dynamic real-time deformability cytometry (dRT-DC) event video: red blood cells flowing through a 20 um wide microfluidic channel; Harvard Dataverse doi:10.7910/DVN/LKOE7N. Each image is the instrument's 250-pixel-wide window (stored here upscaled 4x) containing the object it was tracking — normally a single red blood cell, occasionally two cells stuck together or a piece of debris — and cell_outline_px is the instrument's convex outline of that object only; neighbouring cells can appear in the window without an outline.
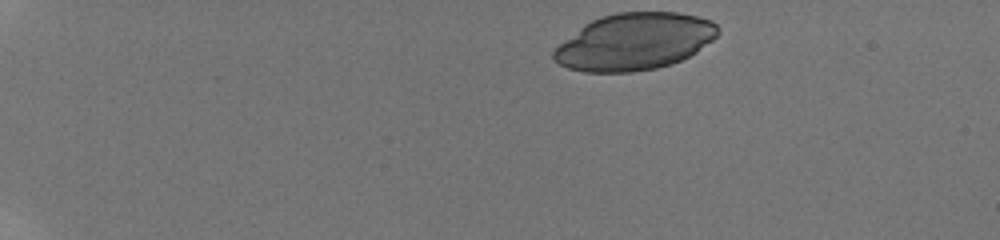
{"species": "human", "species_latin": "Homo sapiens", "temperature_condition": "room temperature", "stored_images_in_passage": 4, "camera_frame_rate_fps": 3000, "um_per_image_px": 0.085, "donor": {"sex": "male"}, "frame": {"image": 1, "passage_image": 1, "time_ms": 0.0, "image_size_px": [1000, 240], "cell_outline_px": [[720, 32], [712, 40], [696, 52], [672, 64], [656, 68], [632, 72], [584, 72], [568, 68], [560, 64], [552, 56], [552, 52], [560, 44], [584, 24], [600, 16], [616, 12], [676, 12], [696, 16], [712, 20], [720, 28]], "centroid_in_image_um": [53.94, 3.53], "position_along_channel_um": 31.1, "area_um2": 54.27}}